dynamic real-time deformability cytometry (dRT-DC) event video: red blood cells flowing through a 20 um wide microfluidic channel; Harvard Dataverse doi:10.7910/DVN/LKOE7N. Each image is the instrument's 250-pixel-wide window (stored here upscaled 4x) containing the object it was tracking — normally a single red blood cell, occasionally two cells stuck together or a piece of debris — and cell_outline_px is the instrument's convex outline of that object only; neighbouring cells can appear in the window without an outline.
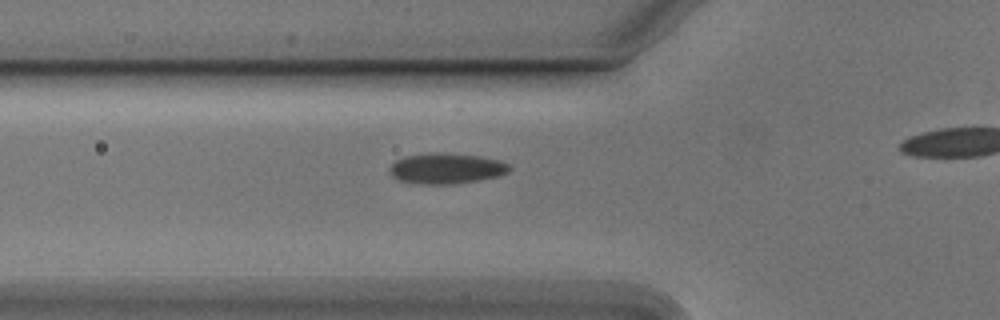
{"species": "Egyptian fruit bat (a non-hibernating species)", "species_latin": "Rousettus aegyptiacus", "temperature_condition": "cold", "stored_images_in_passage": 28, "camera_frame_rate_fps": 3000, "um_per_image_px": 0.085, "animal": {"sex": "male"}, "frame": {"image": 1, "passage_image": 2, "time_ms": 0.333, "image_size_px": [1000, 320], "cell_outline_px": [[512, 168], [508, 172], [500, 176], [480, 180], [456, 184], [416, 184], [400, 180], [392, 176], [388, 168], [396, 160], [404, 156], [432, 152], [444, 152], [480, 156], [500, 160], [508, 164]], "centroid_in_image_um": [37.95, 14.31], "position_along_channel_um": 87.8, "area_um2": 21.73}}
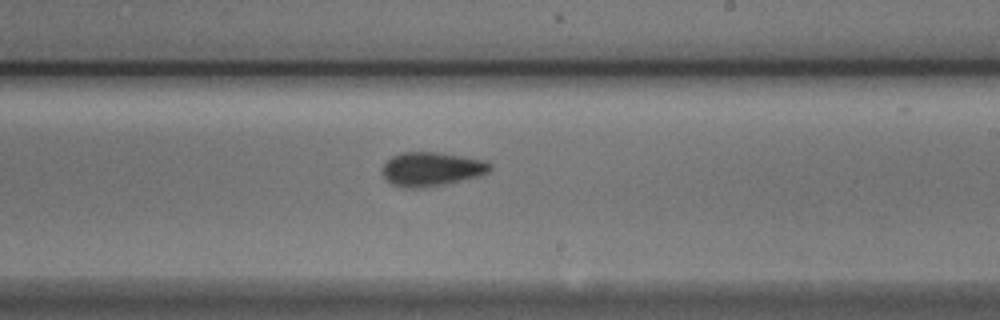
{"frame": {"image": 2, "passage_image": 15, "time_ms": 4.667, "image_size_px": [1000, 320], "cell_outline_px": [[492, 168], [488, 172], [480, 176], [448, 184], [428, 188], [404, 188], [392, 184], [384, 176], [380, 168], [392, 156], [400, 152], [436, 152], [488, 160], [492, 164]], "centroid_in_image_um": [36.71, 14.38], "position_along_channel_um": 252.3, "area_um2": 21.79}}
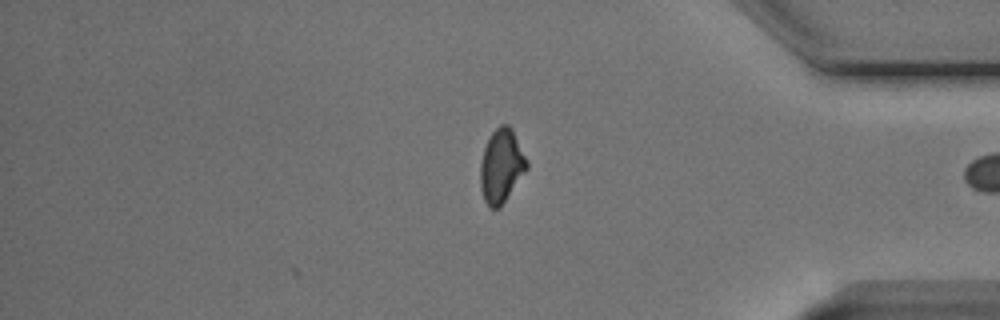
{"frame": {"image": 3, "passage_image": 28, "time_ms": 9.0, "image_size_px": [1000, 320], "cell_outline_px": [[528, 168], [500, 208], [488, 208], [484, 200], [480, 188], [480, 164], [484, 148], [492, 132], [500, 124], [508, 124], [512, 128], [528, 160]], "centroid_in_image_um": [42.62, 14.11], "position_along_channel_um": 392.6, "area_um2": 20.11}, "authors_computed_cell_mechanics": {"area_um2": 20.5768, "velocity_mm_per_s": 3.7888, "shape_relaxation_time_tau1_ms": 3.243, "shape_relaxation_time_tau2_ms": 3.4968, "deformation_change_tau1": 0.0918, "deformation_change_tau2": 0.0823}}